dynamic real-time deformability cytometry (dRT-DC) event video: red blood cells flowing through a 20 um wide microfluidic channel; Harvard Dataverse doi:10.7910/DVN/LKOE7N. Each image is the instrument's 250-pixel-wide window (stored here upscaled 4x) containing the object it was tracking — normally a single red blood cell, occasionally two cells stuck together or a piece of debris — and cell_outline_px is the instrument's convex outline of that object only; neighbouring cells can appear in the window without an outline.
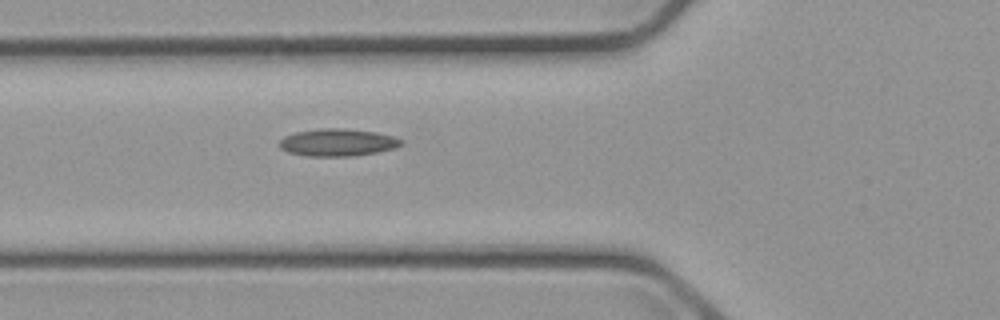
{"species": "common noctule bat (a hibernating species)", "species_latin": "Nyctalus noctula", "temperature_condition": "cold", "stored_images_in_passage": 5, "camera_frame_rate_fps": 3000, "um_per_image_px": 0.085, "animal": {"sex": "male", "body_mass_g": 23.1, "forearm_length_mm": 52.7}, "frame": {"image": 1, "passage_image": 5, "time_ms": 5.667, "image_size_px": [1000, 320], "cell_outline_px": [[404, 140], [396, 148], [376, 152], [352, 156], [308, 156], [288, 152], [280, 148], [280, 140], [284, 136], [296, 132], [320, 128], [344, 128], [376, 132], [392, 136]], "centroid_in_image_um": [28.69, 12.1], "position_along_channel_um": 97.1, "area_um2": 19.36}}